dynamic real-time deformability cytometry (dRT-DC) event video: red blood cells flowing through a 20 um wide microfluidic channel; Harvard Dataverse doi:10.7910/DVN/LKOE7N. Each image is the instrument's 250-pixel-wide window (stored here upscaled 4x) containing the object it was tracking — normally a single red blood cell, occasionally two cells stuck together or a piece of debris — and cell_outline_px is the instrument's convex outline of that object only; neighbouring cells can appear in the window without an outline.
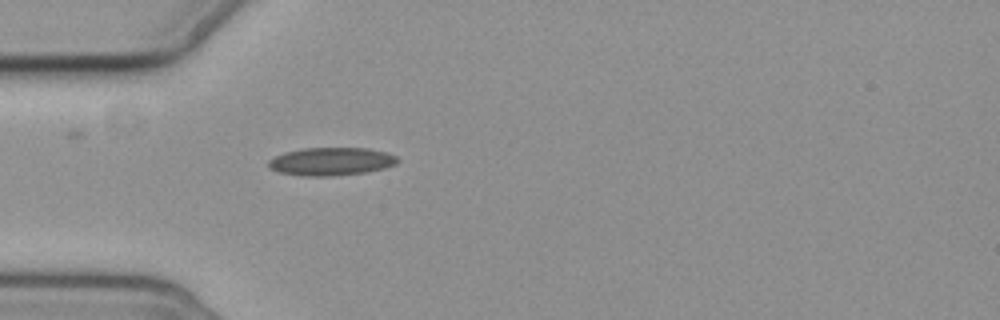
{"species": "common noctule bat (a hibernating species)", "species_latin": "Nyctalus noctula", "temperature_condition": "cold", "stored_images_in_passage": 2, "camera_frame_rate_fps": 3000, "um_per_image_px": 0.085, "animal": {"sex": "female", "body_mass_g": 19.3, "forearm_length_mm": 54.1}, "frame": {"image": 1, "passage_image": 2, "time_ms": 2.0, "image_size_px": [1000, 320], "cell_outline_px": [[400, 160], [396, 164], [384, 168], [368, 172], [332, 176], [304, 176], [280, 172], [268, 168], [268, 160], [284, 152], [304, 148], [368, 148], [384, 152], [396, 156]], "centroid_in_image_um": [28.15, 13.73], "position_along_channel_um": 56.8, "area_um2": 21.1}}